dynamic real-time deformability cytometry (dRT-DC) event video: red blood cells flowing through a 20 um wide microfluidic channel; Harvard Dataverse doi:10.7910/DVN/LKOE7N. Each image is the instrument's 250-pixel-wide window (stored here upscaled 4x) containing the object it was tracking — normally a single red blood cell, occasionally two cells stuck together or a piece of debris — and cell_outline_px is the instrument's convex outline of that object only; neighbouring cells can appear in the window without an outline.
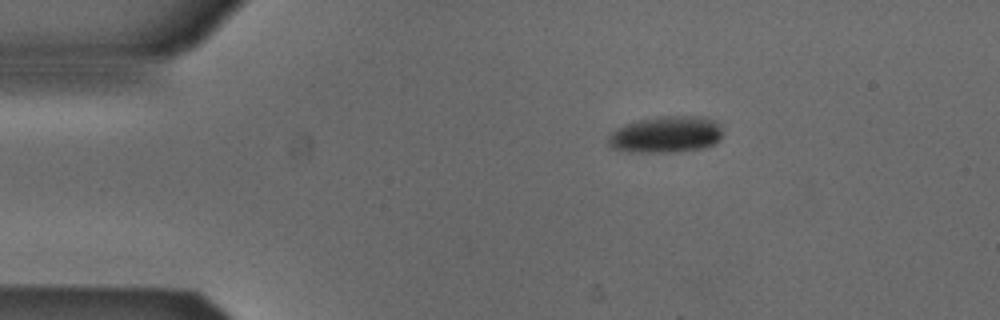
{"species": "Egyptian fruit bat (a non-hibernating species)", "species_latin": "Rousettus aegyptiacus", "temperature_condition": "cold", "stored_images_in_passage": 4, "camera_frame_rate_fps": 3000, "um_per_image_px": 0.085, "animal": {"sex": "male"}, "frame": {"image": 1, "passage_image": 1, "time_ms": 0.0, "image_size_px": [1000, 320], "cell_outline_px": [[720, 140], [704, 148], [676, 152], [628, 152], [608, 148], [608, 136], [616, 128], [624, 124], [656, 116], [704, 116], [716, 120], [720, 124]], "centroid_in_image_um": [56.58, 11.43], "position_along_channel_um": 28.4, "area_um2": 24.74}}
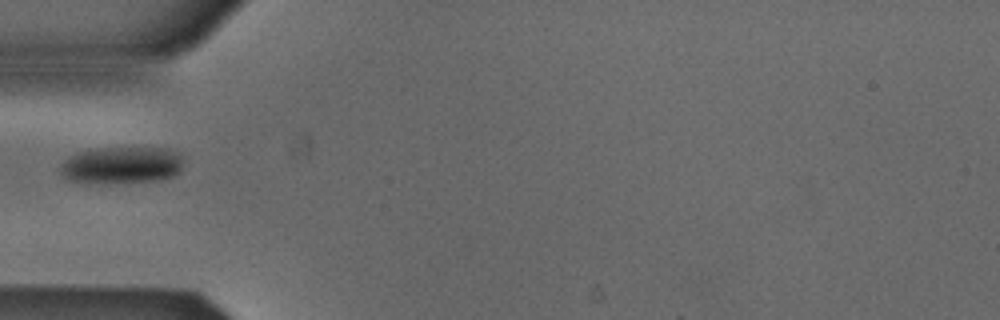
{"frame": {"image": 2, "passage_image": 3, "time_ms": 0.667, "image_size_px": [1000, 320], "cell_outline_px": [[180, 172], [172, 176], [156, 180], [92, 184], [64, 180], [60, 172], [60, 164], [68, 156], [76, 152], [100, 148], [168, 148], [180, 152]], "centroid_in_image_um": [10.24, 14.04], "position_along_channel_um": 74.8, "area_um2": 26.82}}
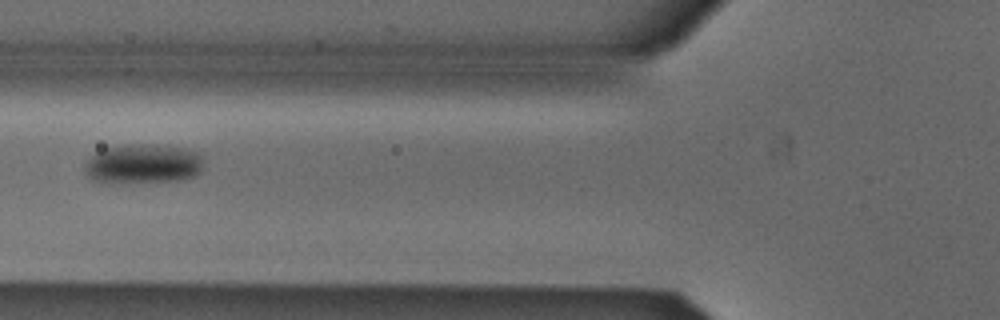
{"frame": {"image": 3, "passage_image": 4, "time_ms": 1.0, "image_size_px": [1000, 320], "cell_outline_px": [[200, 172], [196, 176], [184, 180], [120, 184], [108, 184], [92, 180], [84, 172], [84, 164], [96, 152], [104, 148], [124, 144], [152, 144], [184, 148], [196, 152], [200, 156]], "centroid_in_image_um": [12.09, 13.96], "position_along_channel_um": 113.7, "area_um2": 27.98}}